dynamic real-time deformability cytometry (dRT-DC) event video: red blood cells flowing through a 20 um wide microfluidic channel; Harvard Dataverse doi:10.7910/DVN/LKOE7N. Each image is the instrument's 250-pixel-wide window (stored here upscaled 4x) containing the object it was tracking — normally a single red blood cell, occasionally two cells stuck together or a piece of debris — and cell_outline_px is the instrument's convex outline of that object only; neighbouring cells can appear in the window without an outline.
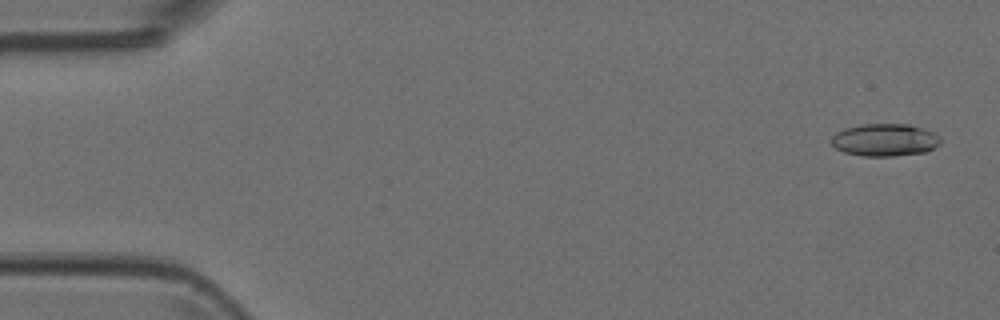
{"species": "Egyptian fruit bat (a non-hibernating species)", "species_latin": "Rousettus aegyptiacus", "temperature_condition": "room temperature", "stored_images_in_passage": 7, "camera_frame_rate_fps": 3000, "um_per_image_px": 0.085, "animal": {"sex": "female"}, "frame": {"image": 1, "passage_image": 1, "time_ms": 0.0, "image_size_px": [1000, 320], "cell_outline_px": [[940, 144], [928, 152], [892, 156], [864, 156], [844, 152], [836, 148], [832, 144], [832, 136], [836, 132], [844, 128], [860, 124], [908, 124], [932, 132], [940, 136]], "centroid_in_image_um": [75.21, 11.9], "position_along_channel_um": 9.8, "area_um2": 20.69}}
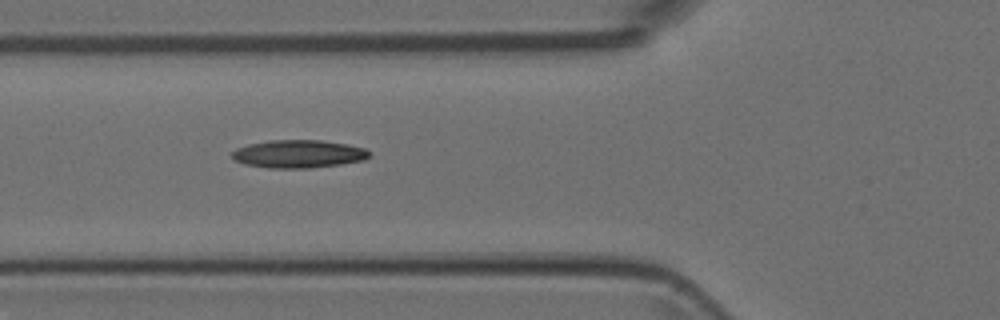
{"frame": {"image": 2, "passage_image": 6, "time_ms": 1.667, "image_size_px": [1000, 320], "cell_outline_px": [[372, 156], [364, 160], [340, 164], [308, 168], [268, 168], [244, 164], [236, 160], [232, 156], [232, 152], [236, 148], [248, 144], [268, 140], [320, 140], [348, 144], [364, 148]], "centroid_in_image_um": [25.37, 13.08], "position_along_channel_um": 100.4, "area_um2": 22.37}}
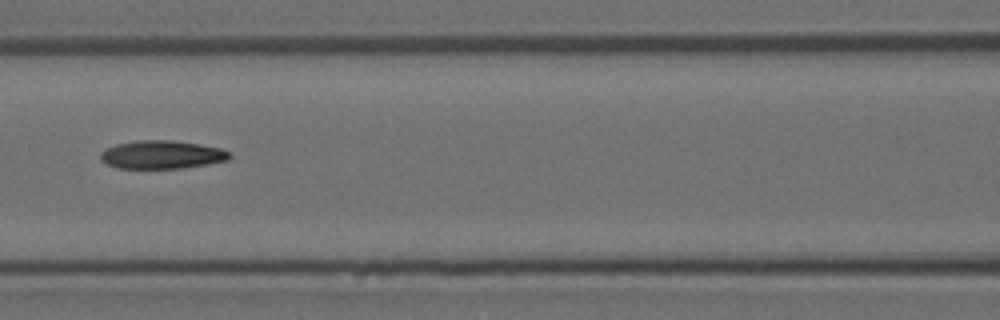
{"frame": {"image": 3, "passage_image": 7, "time_ms": 2.0, "image_size_px": [1000, 320], "cell_outline_px": [[232, 156], [228, 160], [208, 164], [180, 168], [116, 168], [100, 160], [100, 152], [116, 144], [140, 140], [172, 140], [200, 144], [220, 148], [228, 152]], "centroid_in_image_um": [13.75, 13.14], "position_along_channel_um": 152.8, "area_um2": 21.15}}